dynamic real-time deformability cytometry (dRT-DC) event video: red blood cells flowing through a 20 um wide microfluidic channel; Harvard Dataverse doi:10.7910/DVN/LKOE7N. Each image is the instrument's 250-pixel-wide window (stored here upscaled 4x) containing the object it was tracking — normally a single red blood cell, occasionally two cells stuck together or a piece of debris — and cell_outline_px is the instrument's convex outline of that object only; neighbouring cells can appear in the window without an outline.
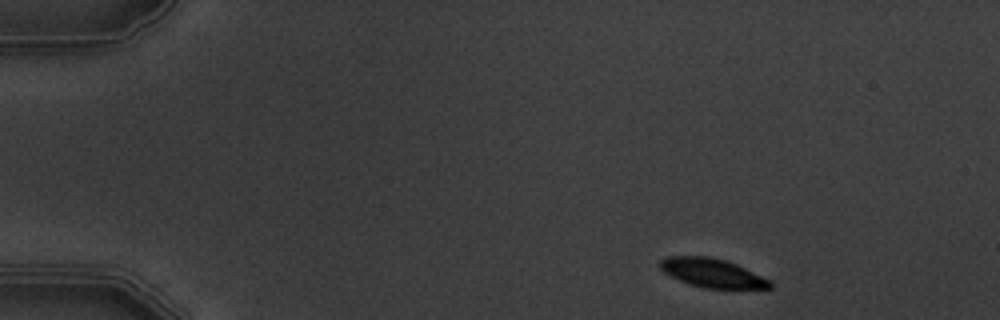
{"species": "common noctule bat (a hibernating species)", "species_latin": "Nyctalus noctula", "temperature_condition": "warm", "stored_images_in_passage": 3, "camera_frame_rate_fps": 3000, "um_per_image_px": 0.085, "animal": {"sex": "male", "body_mass_g": 19.5, "forearm_length_mm": 54.6}, "frame": {"image": 1, "passage_image": 1, "time_ms": 0.0, "image_size_px": [1000, 320], "cell_outline_px": [[772, 288], [704, 288], [680, 280], [664, 272], [660, 268], [660, 260], [668, 256], [708, 256], [724, 260], [736, 264], [772, 280]], "centroid_in_image_um": [60.57, 23.19], "position_along_channel_um": 24.4, "area_um2": 18.26}}